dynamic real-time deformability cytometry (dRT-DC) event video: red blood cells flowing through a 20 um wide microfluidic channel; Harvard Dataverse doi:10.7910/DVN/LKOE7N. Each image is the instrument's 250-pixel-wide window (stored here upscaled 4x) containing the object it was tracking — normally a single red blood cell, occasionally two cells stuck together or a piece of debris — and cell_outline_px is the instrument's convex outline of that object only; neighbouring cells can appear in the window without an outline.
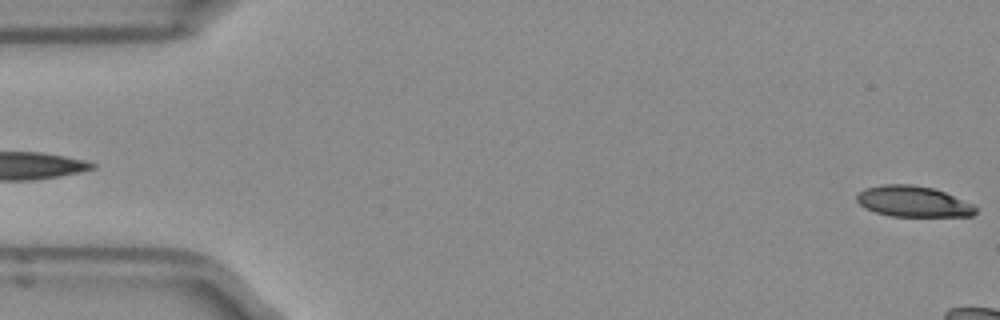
{"species": "Egyptian fruit bat (a non-hibernating species)", "species_latin": "Rousettus aegyptiacus", "temperature_condition": "room temperature", "stored_images_in_passage": 5, "segment_of_instrument_passage": [2, 2], "camera_frame_rate_fps": 3000, "um_per_image_px": 0.085, "frame": {"image": 1, "passage_image": 5, "time_ms": 1.333, "image_size_px": [1000, 320], "cell_outline_px": [[976, 212], [972, 216], [892, 216], [876, 212], [864, 208], [856, 200], [856, 196], [864, 188], [880, 184], [912, 184], [932, 188], [944, 192], [972, 204], [976, 208]], "centroid_in_image_um": [77.58, 17.12], "position_along_channel_um": 7.4, "area_um2": 21.27}}